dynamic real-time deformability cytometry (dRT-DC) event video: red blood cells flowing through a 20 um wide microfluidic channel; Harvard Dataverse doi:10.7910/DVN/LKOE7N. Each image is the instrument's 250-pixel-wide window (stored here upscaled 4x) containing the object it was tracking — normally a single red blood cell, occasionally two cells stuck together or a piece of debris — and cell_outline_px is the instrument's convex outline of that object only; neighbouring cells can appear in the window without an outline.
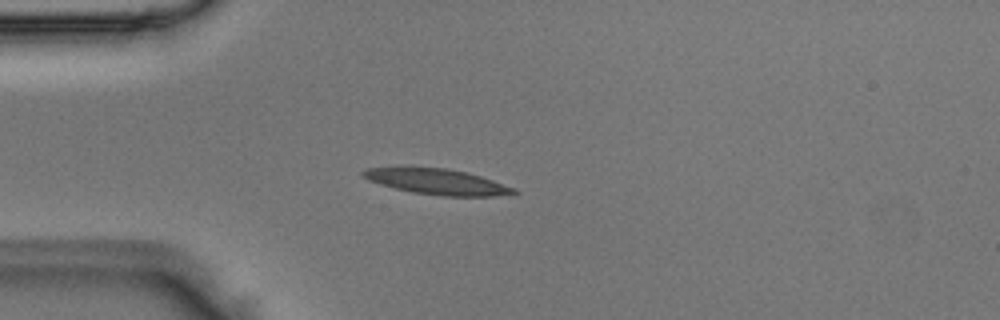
{"species": "Egyptian fruit bat (a non-hibernating species)", "species_latin": "Rousettus aegyptiacus", "temperature_condition": "room temperature", "stored_images_in_passage": 46, "camera_frame_rate_fps": 3000, "um_per_image_px": 0.085, "animal": {"sex": "male"}, "frame": {"image": 1, "passage_image": 13, "time_ms": 4.0, "image_size_px": [1000, 320], "cell_outline_px": [[520, 192], [512, 196], [444, 196], [412, 192], [380, 184], [368, 180], [360, 172], [364, 168], [444, 168], [468, 172], [516, 188]], "centroid_in_image_um": [37.26, 15.46], "position_along_channel_um": 47.7, "area_um2": 22.37}}
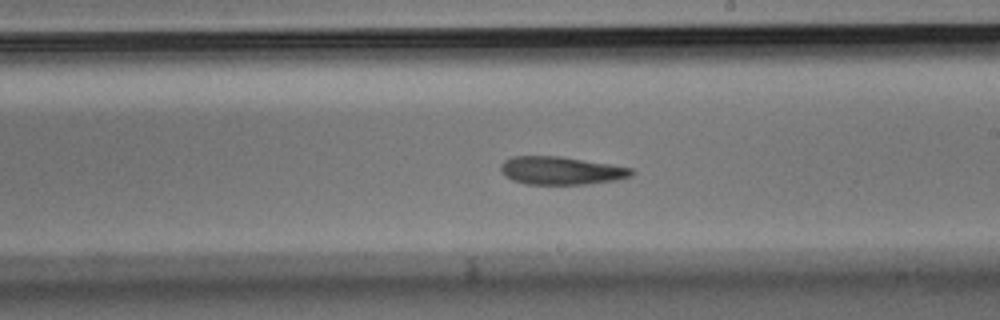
{"frame": {"image": 2, "passage_image": 29, "time_ms": 9.333, "image_size_px": [1000, 320], "cell_outline_px": [[636, 172], [632, 176], [616, 180], [584, 184], [524, 184], [512, 180], [504, 176], [500, 168], [500, 164], [504, 160], [512, 156], [560, 156], [612, 164], [632, 168]], "centroid_in_image_um": [47.69, 14.5], "position_along_channel_um": 241.3, "area_um2": 21.56}}
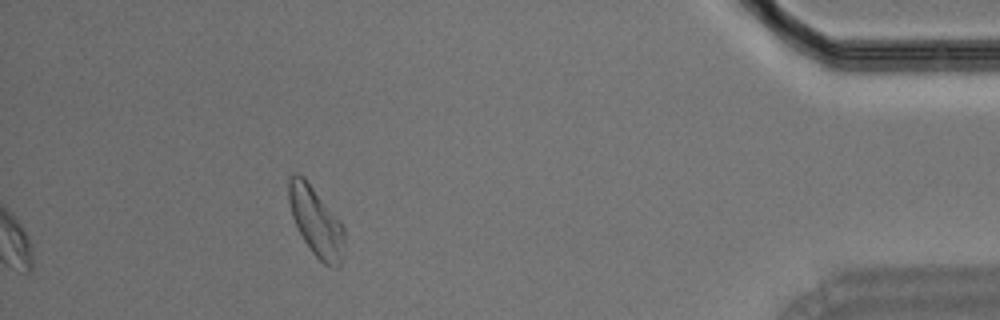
{"frame": {"image": 3, "passage_image": 46, "time_ms": 15.0, "image_size_px": [1000, 320], "cell_outline_px": [[344, 240], [340, 264], [336, 268], [332, 268], [324, 264], [312, 252], [296, 228], [292, 216], [288, 200], [288, 176], [296, 172], [304, 176], [340, 220], [344, 228]], "centroid_in_image_um": [26.83, 18.8], "position_along_channel_um": 408.4, "area_um2": 22.54}}